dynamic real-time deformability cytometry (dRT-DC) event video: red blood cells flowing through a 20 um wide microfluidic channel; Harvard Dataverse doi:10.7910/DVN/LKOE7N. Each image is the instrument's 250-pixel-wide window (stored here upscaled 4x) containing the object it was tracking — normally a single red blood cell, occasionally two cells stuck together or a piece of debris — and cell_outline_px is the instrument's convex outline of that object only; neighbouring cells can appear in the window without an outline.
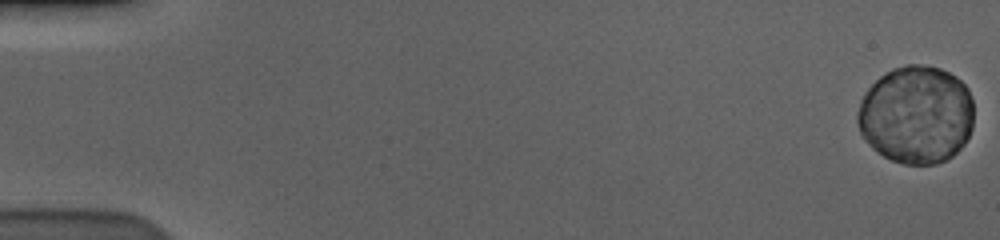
{"species": "human", "species_latin": "Homo sapiens", "temperature_condition": "cold", "stored_images_in_passage": 60, "camera_frame_rate_fps": 3000, "um_per_image_px": 0.085, "donor": {"sex": "male"}, "frame": {"image": 1, "passage_image": 1, "time_ms": 0.0, "image_size_px": [1000, 240], "cell_outline_px": [[972, 128], [964, 144], [952, 156], [936, 164], [904, 164], [892, 160], [876, 152], [872, 148], [860, 132], [856, 120], [856, 112], [860, 100], [868, 88], [880, 76], [892, 68], [908, 64], [920, 64], [940, 68], [956, 76], [968, 88], [972, 100]], "centroid_in_image_um": [77.86, 9.74], "position_along_channel_um": 7.1, "area_um2": 66.76}}
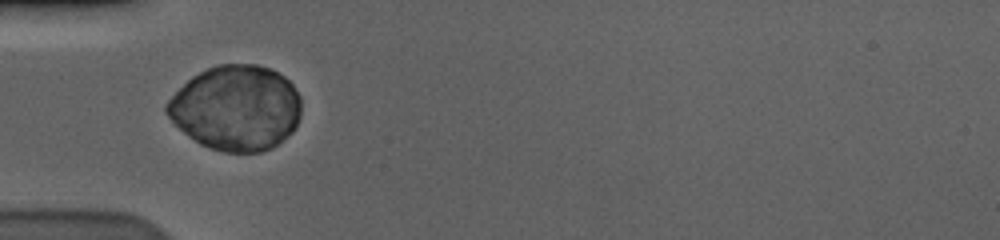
{"frame": {"image": 2, "passage_image": 21, "time_ms": 6.667, "image_size_px": [1000, 240], "cell_outline_px": [[300, 116], [292, 132], [272, 148], [260, 152], [224, 152], [200, 144], [188, 136], [164, 112], [164, 108], [168, 100], [192, 76], [208, 68], [220, 64], [256, 64], [268, 68], [284, 76], [292, 84], [300, 96]], "centroid_in_image_um": [20.07, 9.17], "position_along_channel_um": 64.9, "area_um2": 66.41}}